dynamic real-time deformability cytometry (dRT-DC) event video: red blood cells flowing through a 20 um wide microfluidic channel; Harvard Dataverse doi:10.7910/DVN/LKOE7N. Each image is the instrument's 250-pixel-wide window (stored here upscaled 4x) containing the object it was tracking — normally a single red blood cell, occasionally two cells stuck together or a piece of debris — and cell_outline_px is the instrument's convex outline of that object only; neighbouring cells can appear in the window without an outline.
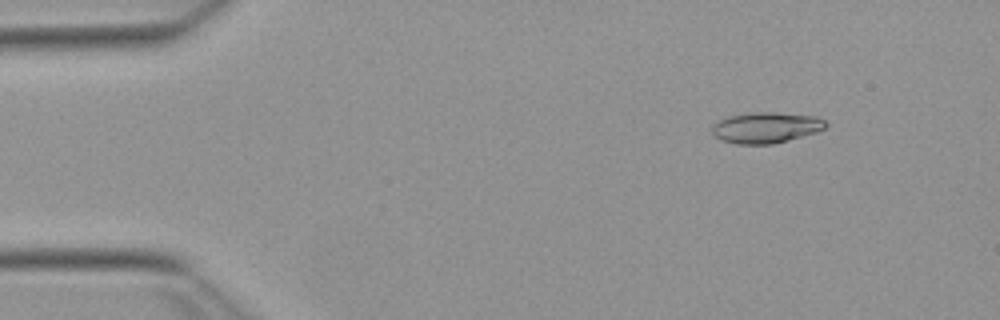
{"species": "Egyptian fruit bat (a non-hibernating species)", "species_latin": "Rousettus aegyptiacus", "temperature_condition": "warm", "stored_images_in_passage": 47, "camera_frame_rate_fps": 3000, "um_per_image_px": 0.085, "animal": {"sex": "female"}, "frame": {"image": 1, "passage_image": 1, "time_ms": 0.0, "image_size_px": [1000, 320], "cell_outline_px": [[828, 124], [824, 128], [816, 132], [788, 140], [772, 144], [736, 144], [720, 140], [712, 132], [712, 124], [728, 116], [756, 112], [772, 112], [816, 116], [824, 120]], "centroid_in_image_um": [65.09, 10.85], "position_along_channel_um": 19.9, "area_um2": 20.35}}
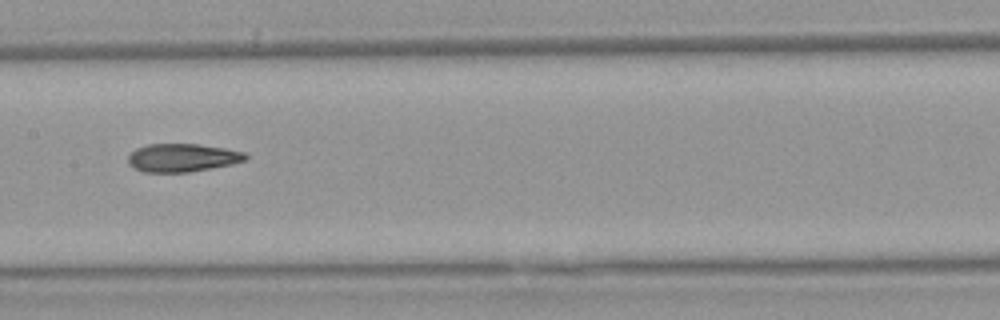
{"frame": {"image": 2, "passage_image": 21, "time_ms": 6.667, "image_size_px": [1000, 320], "cell_outline_px": [[248, 156], [244, 160], [232, 164], [188, 172], [144, 172], [128, 164], [128, 156], [136, 148], [148, 144], [200, 144], [224, 148], [244, 152]], "centroid_in_image_um": [15.48, 13.4], "position_along_channel_um": 191.9, "area_um2": 19.13}}
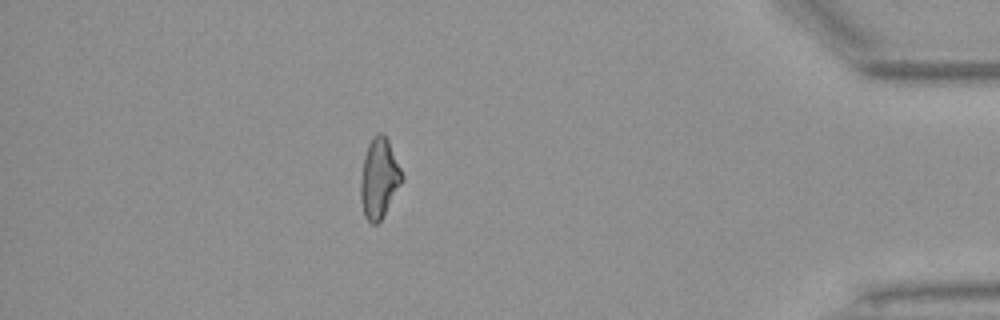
{"frame": {"image": 3, "passage_image": 41, "time_ms": 13.333, "image_size_px": [1000, 320], "cell_outline_px": [[404, 180], [380, 220], [376, 224], [372, 224], [364, 216], [360, 200], [360, 180], [364, 156], [368, 144], [372, 136], [376, 132], [384, 132], [388, 140], [404, 176]], "centroid_in_image_um": [32.22, 15.12], "position_along_channel_um": 403.0, "area_um2": 19.36}, "authors_computed_cell_mechanics": {"area_um2": 19.4208, "velocity_mm_per_s": 3.8753, "shape_relaxation_time_tau1_ms": null, "shape_relaxation_time_tau2_ms": 3.597, "deformation_change_tau1": null, "deformation_change_tau2": 0.1194}}